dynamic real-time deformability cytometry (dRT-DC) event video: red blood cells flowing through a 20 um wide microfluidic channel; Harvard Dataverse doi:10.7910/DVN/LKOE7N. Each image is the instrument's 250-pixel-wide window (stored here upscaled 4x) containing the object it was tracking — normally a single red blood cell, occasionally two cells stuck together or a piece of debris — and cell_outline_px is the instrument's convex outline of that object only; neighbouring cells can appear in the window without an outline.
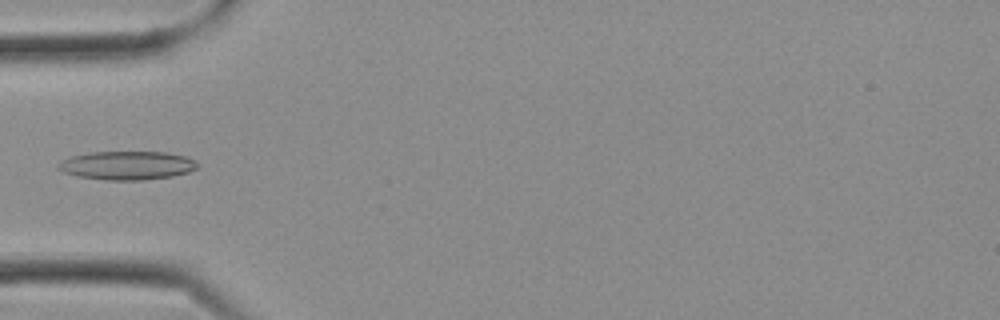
{"species": "Egyptian fruit bat (a non-hibernating species)", "species_latin": "Rousettus aegyptiacus", "temperature_condition": "cold", "stored_images_in_passage": 10, "camera_frame_rate_fps": 3000, "um_per_image_px": 0.085, "frame": {"image": 1, "passage_image": 9, "time_ms": 2.667, "image_size_px": [1000, 320], "cell_outline_px": [[200, 164], [196, 168], [188, 172], [172, 176], [144, 180], [104, 180], [76, 176], [64, 172], [56, 168], [56, 164], [72, 156], [88, 152], [168, 152], [184, 156], [196, 160]], "centroid_in_image_um": [10.8, 14.06], "position_along_channel_um": 74.2, "area_um2": 23.35}}